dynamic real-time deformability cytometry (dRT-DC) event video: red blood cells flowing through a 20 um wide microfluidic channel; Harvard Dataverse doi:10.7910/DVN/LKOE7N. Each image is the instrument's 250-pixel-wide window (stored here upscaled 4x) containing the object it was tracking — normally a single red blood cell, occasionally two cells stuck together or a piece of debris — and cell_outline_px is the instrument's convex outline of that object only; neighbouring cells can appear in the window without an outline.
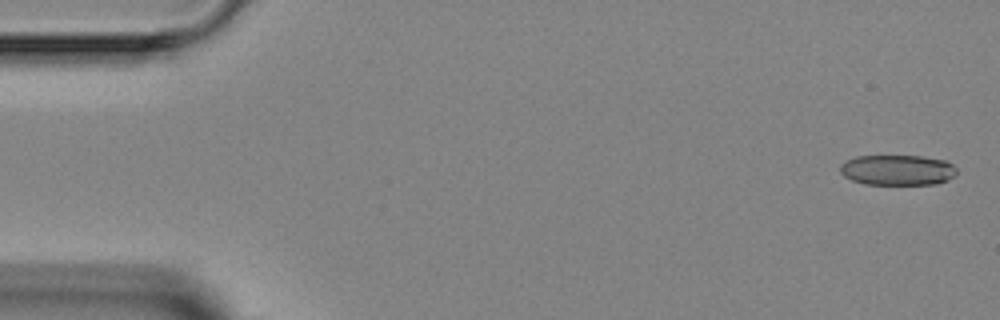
{"species": "Egyptian fruit bat (a non-hibernating species)", "species_latin": "Rousettus aegyptiacus", "temperature_condition": "room temperature", "stored_images_in_passage": 5, "camera_frame_rate_fps": 3000, "um_per_image_px": 0.085, "animal": {"sex": "female"}, "frame": {"image": 1, "passage_image": 1, "time_ms": 0.0, "image_size_px": [1000, 320], "cell_outline_px": [[956, 176], [948, 180], [936, 184], [864, 184], [852, 180], [844, 176], [840, 172], [840, 164], [856, 156], [920, 156], [948, 160], [956, 168]], "centroid_in_image_um": [76.32, 14.45], "position_along_channel_um": 8.7, "area_um2": 20.81}}